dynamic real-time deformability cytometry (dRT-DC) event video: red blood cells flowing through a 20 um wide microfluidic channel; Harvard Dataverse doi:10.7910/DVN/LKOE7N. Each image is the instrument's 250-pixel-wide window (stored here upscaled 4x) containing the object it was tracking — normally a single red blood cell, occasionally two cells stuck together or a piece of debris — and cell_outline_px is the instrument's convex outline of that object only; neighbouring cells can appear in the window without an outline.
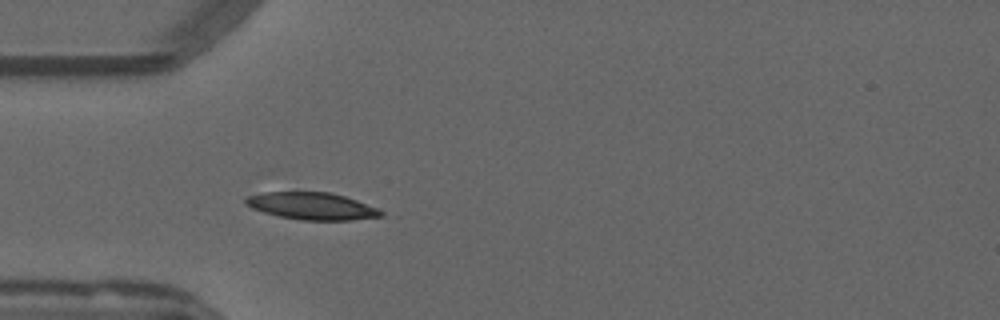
{"species": "common noctule bat (a hibernating species)", "species_latin": "Nyctalus noctula", "temperature_condition": "warm", "stored_images_in_passage": 39, "camera_frame_rate_fps": 3000, "um_per_image_px": 0.085, "animal": {"sex": "male", "forearm_length_mm": 52.5}, "frame": {"image": 1, "passage_image": 1, "time_ms": 0.0, "image_size_px": [1000, 320], "cell_outline_px": [[384, 216], [352, 220], [300, 220], [280, 216], [264, 212], [252, 208], [244, 204], [244, 196], [264, 192], [332, 192], [356, 200], [376, 208], [384, 212]], "centroid_in_image_um": [26.48, 17.51], "position_along_channel_um": 58.5, "area_um2": 21.44}}
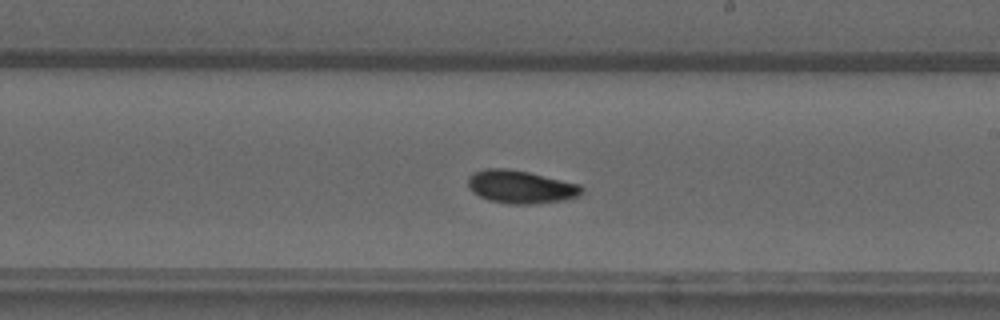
{"frame": {"image": 2, "passage_image": 16, "time_ms": 5.0, "image_size_px": [1000, 320], "cell_outline_px": [[584, 192], [580, 196], [564, 200], [532, 204], [508, 204], [488, 200], [472, 192], [468, 188], [468, 176], [472, 172], [484, 168], [508, 168], [528, 172], [580, 184], [584, 188]], "centroid_in_image_um": [44.25, 15.88], "position_along_channel_um": 244.7, "area_um2": 22.2}}
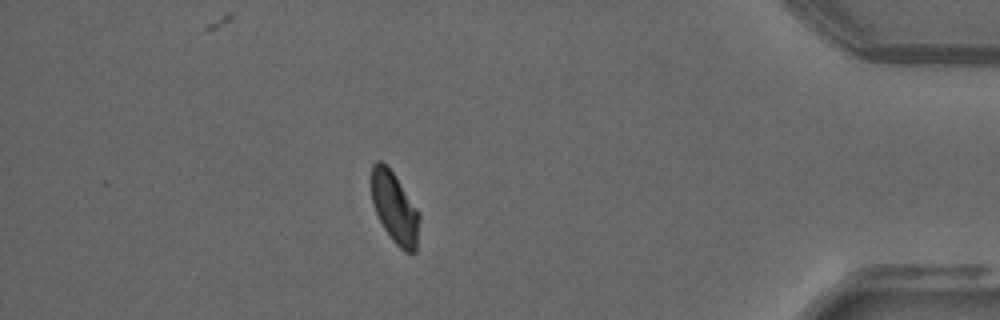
{"frame": {"image": 3, "passage_image": 32, "time_ms": 10.333, "image_size_px": [1000, 320], "cell_outline_px": [[420, 216], [416, 252], [404, 252], [392, 240], [384, 228], [372, 204], [372, 164], [376, 160], [380, 160], [392, 172], [416, 208]], "centroid_in_image_um": [33.54, 17.7], "position_along_channel_um": 401.7, "area_um2": 19.42}, "authors_computed_cell_mechanics": {"area_um2": 20.8658, "velocity_mm_per_s": 3.7841, "shape_relaxation_time_tau1_ms": 9.0446, "shape_relaxation_time_tau2_ms": null, "deformation_change_tau1": 0.1852, "deformation_change_tau2": null}}